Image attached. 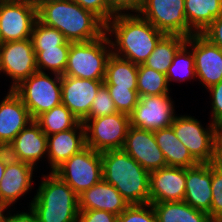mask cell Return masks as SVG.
Instances as JSON below:
<instances>
[{
  "instance_id": "obj_1",
  "label": "cell",
  "mask_w": 222,
  "mask_h": 222,
  "mask_svg": "<svg viewBox=\"0 0 222 222\" xmlns=\"http://www.w3.org/2000/svg\"><path fill=\"white\" fill-rule=\"evenodd\" d=\"M105 33L112 53L137 65L147 60L165 35L138 13L115 14L106 23Z\"/></svg>"
},
{
  "instance_id": "obj_34",
  "label": "cell",
  "mask_w": 222,
  "mask_h": 222,
  "mask_svg": "<svg viewBox=\"0 0 222 222\" xmlns=\"http://www.w3.org/2000/svg\"><path fill=\"white\" fill-rule=\"evenodd\" d=\"M106 86L117 111L130 115L140 100L137 89L116 88V85Z\"/></svg>"
},
{
  "instance_id": "obj_9",
  "label": "cell",
  "mask_w": 222,
  "mask_h": 222,
  "mask_svg": "<svg viewBox=\"0 0 222 222\" xmlns=\"http://www.w3.org/2000/svg\"><path fill=\"white\" fill-rule=\"evenodd\" d=\"M86 146L95 151L122 149L130 126V115L116 112L98 118L85 119Z\"/></svg>"
},
{
  "instance_id": "obj_49",
  "label": "cell",
  "mask_w": 222,
  "mask_h": 222,
  "mask_svg": "<svg viewBox=\"0 0 222 222\" xmlns=\"http://www.w3.org/2000/svg\"><path fill=\"white\" fill-rule=\"evenodd\" d=\"M25 1H29V2H32V3H35V4H38L40 1L42 0H25Z\"/></svg>"
},
{
  "instance_id": "obj_30",
  "label": "cell",
  "mask_w": 222,
  "mask_h": 222,
  "mask_svg": "<svg viewBox=\"0 0 222 222\" xmlns=\"http://www.w3.org/2000/svg\"><path fill=\"white\" fill-rule=\"evenodd\" d=\"M167 82L181 83L191 80L197 81L195 58L191 47L185 42L174 55L172 64L167 73Z\"/></svg>"
},
{
  "instance_id": "obj_46",
  "label": "cell",
  "mask_w": 222,
  "mask_h": 222,
  "mask_svg": "<svg viewBox=\"0 0 222 222\" xmlns=\"http://www.w3.org/2000/svg\"><path fill=\"white\" fill-rule=\"evenodd\" d=\"M215 146H222V125H215Z\"/></svg>"
},
{
  "instance_id": "obj_45",
  "label": "cell",
  "mask_w": 222,
  "mask_h": 222,
  "mask_svg": "<svg viewBox=\"0 0 222 222\" xmlns=\"http://www.w3.org/2000/svg\"><path fill=\"white\" fill-rule=\"evenodd\" d=\"M212 164L222 170V146H215L214 160Z\"/></svg>"
},
{
  "instance_id": "obj_31",
  "label": "cell",
  "mask_w": 222,
  "mask_h": 222,
  "mask_svg": "<svg viewBox=\"0 0 222 222\" xmlns=\"http://www.w3.org/2000/svg\"><path fill=\"white\" fill-rule=\"evenodd\" d=\"M70 46H55L50 48H34L37 69L40 72L51 71L64 75Z\"/></svg>"
},
{
  "instance_id": "obj_42",
  "label": "cell",
  "mask_w": 222,
  "mask_h": 222,
  "mask_svg": "<svg viewBox=\"0 0 222 222\" xmlns=\"http://www.w3.org/2000/svg\"><path fill=\"white\" fill-rule=\"evenodd\" d=\"M201 34L211 43L222 49V15L215 18L213 22L201 32Z\"/></svg>"
},
{
  "instance_id": "obj_27",
  "label": "cell",
  "mask_w": 222,
  "mask_h": 222,
  "mask_svg": "<svg viewBox=\"0 0 222 222\" xmlns=\"http://www.w3.org/2000/svg\"><path fill=\"white\" fill-rule=\"evenodd\" d=\"M152 206L157 222H204L209 215L184 201L152 203Z\"/></svg>"
},
{
  "instance_id": "obj_13",
  "label": "cell",
  "mask_w": 222,
  "mask_h": 222,
  "mask_svg": "<svg viewBox=\"0 0 222 222\" xmlns=\"http://www.w3.org/2000/svg\"><path fill=\"white\" fill-rule=\"evenodd\" d=\"M170 94L142 96L130 114V125L155 131L171 126L176 114Z\"/></svg>"
},
{
  "instance_id": "obj_8",
  "label": "cell",
  "mask_w": 222,
  "mask_h": 222,
  "mask_svg": "<svg viewBox=\"0 0 222 222\" xmlns=\"http://www.w3.org/2000/svg\"><path fill=\"white\" fill-rule=\"evenodd\" d=\"M53 173L80 195L103 179L101 152L86 146Z\"/></svg>"
},
{
  "instance_id": "obj_41",
  "label": "cell",
  "mask_w": 222,
  "mask_h": 222,
  "mask_svg": "<svg viewBox=\"0 0 222 222\" xmlns=\"http://www.w3.org/2000/svg\"><path fill=\"white\" fill-rule=\"evenodd\" d=\"M143 0H108L109 7L116 14L138 13Z\"/></svg>"
},
{
  "instance_id": "obj_33",
  "label": "cell",
  "mask_w": 222,
  "mask_h": 222,
  "mask_svg": "<svg viewBox=\"0 0 222 222\" xmlns=\"http://www.w3.org/2000/svg\"><path fill=\"white\" fill-rule=\"evenodd\" d=\"M31 39L34 48L70 46L71 43L59 30L41 23L38 19L34 24Z\"/></svg>"
},
{
  "instance_id": "obj_6",
  "label": "cell",
  "mask_w": 222,
  "mask_h": 222,
  "mask_svg": "<svg viewBox=\"0 0 222 222\" xmlns=\"http://www.w3.org/2000/svg\"><path fill=\"white\" fill-rule=\"evenodd\" d=\"M61 76L36 71L13 89L27 107L33 120L62 103Z\"/></svg>"
},
{
  "instance_id": "obj_14",
  "label": "cell",
  "mask_w": 222,
  "mask_h": 222,
  "mask_svg": "<svg viewBox=\"0 0 222 222\" xmlns=\"http://www.w3.org/2000/svg\"><path fill=\"white\" fill-rule=\"evenodd\" d=\"M186 43L194 54L196 76L200 85L206 90L222 81V49L201 33L187 37Z\"/></svg>"
},
{
  "instance_id": "obj_4",
  "label": "cell",
  "mask_w": 222,
  "mask_h": 222,
  "mask_svg": "<svg viewBox=\"0 0 222 222\" xmlns=\"http://www.w3.org/2000/svg\"><path fill=\"white\" fill-rule=\"evenodd\" d=\"M41 182L29 202L38 222H77L79 199L74 190L53 172L42 173Z\"/></svg>"
},
{
  "instance_id": "obj_2",
  "label": "cell",
  "mask_w": 222,
  "mask_h": 222,
  "mask_svg": "<svg viewBox=\"0 0 222 222\" xmlns=\"http://www.w3.org/2000/svg\"><path fill=\"white\" fill-rule=\"evenodd\" d=\"M37 19L59 30L71 43L98 39L106 31V24L98 16L71 0L40 1Z\"/></svg>"
},
{
  "instance_id": "obj_28",
  "label": "cell",
  "mask_w": 222,
  "mask_h": 222,
  "mask_svg": "<svg viewBox=\"0 0 222 222\" xmlns=\"http://www.w3.org/2000/svg\"><path fill=\"white\" fill-rule=\"evenodd\" d=\"M186 39V37L181 35L165 34L156 44L155 49L143 64L166 75L172 64L174 55L186 42Z\"/></svg>"
},
{
  "instance_id": "obj_36",
  "label": "cell",
  "mask_w": 222,
  "mask_h": 222,
  "mask_svg": "<svg viewBox=\"0 0 222 222\" xmlns=\"http://www.w3.org/2000/svg\"><path fill=\"white\" fill-rule=\"evenodd\" d=\"M118 112L108 88L103 84L92 102L89 115L86 119L98 118Z\"/></svg>"
},
{
  "instance_id": "obj_16",
  "label": "cell",
  "mask_w": 222,
  "mask_h": 222,
  "mask_svg": "<svg viewBox=\"0 0 222 222\" xmlns=\"http://www.w3.org/2000/svg\"><path fill=\"white\" fill-rule=\"evenodd\" d=\"M122 149L149 172L167 166L163 153L156 143L154 131L130 125Z\"/></svg>"
},
{
  "instance_id": "obj_44",
  "label": "cell",
  "mask_w": 222,
  "mask_h": 222,
  "mask_svg": "<svg viewBox=\"0 0 222 222\" xmlns=\"http://www.w3.org/2000/svg\"><path fill=\"white\" fill-rule=\"evenodd\" d=\"M10 158L6 148H0V182L3 179L6 162Z\"/></svg>"
},
{
  "instance_id": "obj_21",
  "label": "cell",
  "mask_w": 222,
  "mask_h": 222,
  "mask_svg": "<svg viewBox=\"0 0 222 222\" xmlns=\"http://www.w3.org/2000/svg\"><path fill=\"white\" fill-rule=\"evenodd\" d=\"M85 147V128L82 122L72 129L47 136V162L50 172H54L72 155Z\"/></svg>"
},
{
  "instance_id": "obj_40",
  "label": "cell",
  "mask_w": 222,
  "mask_h": 222,
  "mask_svg": "<svg viewBox=\"0 0 222 222\" xmlns=\"http://www.w3.org/2000/svg\"><path fill=\"white\" fill-rule=\"evenodd\" d=\"M118 215L104 210H80L77 222H117Z\"/></svg>"
},
{
  "instance_id": "obj_18",
  "label": "cell",
  "mask_w": 222,
  "mask_h": 222,
  "mask_svg": "<svg viewBox=\"0 0 222 222\" xmlns=\"http://www.w3.org/2000/svg\"><path fill=\"white\" fill-rule=\"evenodd\" d=\"M186 168L166 166L150 172L149 203L183 201Z\"/></svg>"
},
{
  "instance_id": "obj_15",
  "label": "cell",
  "mask_w": 222,
  "mask_h": 222,
  "mask_svg": "<svg viewBox=\"0 0 222 222\" xmlns=\"http://www.w3.org/2000/svg\"><path fill=\"white\" fill-rule=\"evenodd\" d=\"M104 80L81 79L61 76V98L73 115L83 122L89 115L90 108Z\"/></svg>"
},
{
  "instance_id": "obj_19",
  "label": "cell",
  "mask_w": 222,
  "mask_h": 222,
  "mask_svg": "<svg viewBox=\"0 0 222 222\" xmlns=\"http://www.w3.org/2000/svg\"><path fill=\"white\" fill-rule=\"evenodd\" d=\"M35 171L32 165L9 158L0 182V200L9 208L15 206L17 200L32 191Z\"/></svg>"
},
{
  "instance_id": "obj_22",
  "label": "cell",
  "mask_w": 222,
  "mask_h": 222,
  "mask_svg": "<svg viewBox=\"0 0 222 222\" xmlns=\"http://www.w3.org/2000/svg\"><path fill=\"white\" fill-rule=\"evenodd\" d=\"M212 163H198L186 168L184 202L211 215Z\"/></svg>"
},
{
  "instance_id": "obj_26",
  "label": "cell",
  "mask_w": 222,
  "mask_h": 222,
  "mask_svg": "<svg viewBox=\"0 0 222 222\" xmlns=\"http://www.w3.org/2000/svg\"><path fill=\"white\" fill-rule=\"evenodd\" d=\"M138 65L114 55L109 56L104 84L116 85V88L137 89Z\"/></svg>"
},
{
  "instance_id": "obj_29",
  "label": "cell",
  "mask_w": 222,
  "mask_h": 222,
  "mask_svg": "<svg viewBox=\"0 0 222 222\" xmlns=\"http://www.w3.org/2000/svg\"><path fill=\"white\" fill-rule=\"evenodd\" d=\"M34 121L47 136L72 129L80 122L62 103L43 112Z\"/></svg>"
},
{
  "instance_id": "obj_5",
  "label": "cell",
  "mask_w": 222,
  "mask_h": 222,
  "mask_svg": "<svg viewBox=\"0 0 222 222\" xmlns=\"http://www.w3.org/2000/svg\"><path fill=\"white\" fill-rule=\"evenodd\" d=\"M111 54L112 47L106 33L92 41L70 43L63 76L104 80L106 64Z\"/></svg>"
},
{
  "instance_id": "obj_20",
  "label": "cell",
  "mask_w": 222,
  "mask_h": 222,
  "mask_svg": "<svg viewBox=\"0 0 222 222\" xmlns=\"http://www.w3.org/2000/svg\"><path fill=\"white\" fill-rule=\"evenodd\" d=\"M33 119L21 98L9 90L0 101V148H7Z\"/></svg>"
},
{
  "instance_id": "obj_35",
  "label": "cell",
  "mask_w": 222,
  "mask_h": 222,
  "mask_svg": "<svg viewBox=\"0 0 222 222\" xmlns=\"http://www.w3.org/2000/svg\"><path fill=\"white\" fill-rule=\"evenodd\" d=\"M117 222H157V217L152 204H133L118 216Z\"/></svg>"
},
{
  "instance_id": "obj_24",
  "label": "cell",
  "mask_w": 222,
  "mask_h": 222,
  "mask_svg": "<svg viewBox=\"0 0 222 222\" xmlns=\"http://www.w3.org/2000/svg\"><path fill=\"white\" fill-rule=\"evenodd\" d=\"M154 136L167 166L188 168L198 164L186 146L176 137L172 126L155 130Z\"/></svg>"
},
{
  "instance_id": "obj_47",
  "label": "cell",
  "mask_w": 222,
  "mask_h": 222,
  "mask_svg": "<svg viewBox=\"0 0 222 222\" xmlns=\"http://www.w3.org/2000/svg\"><path fill=\"white\" fill-rule=\"evenodd\" d=\"M8 209H10V208L0 200V222H3L4 217L6 215L5 212H7Z\"/></svg>"
},
{
  "instance_id": "obj_23",
  "label": "cell",
  "mask_w": 222,
  "mask_h": 222,
  "mask_svg": "<svg viewBox=\"0 0 222 222\" xmlns=\"http://www.w3.org/2000/svg\"><path fill=\"white\" fill-rule=\"evenodd\" d=\"M79 210H104L120 215L128 206V202L118 190L103 179L78 195Z\"/></svg>"
},
{
  "instance_id": "obj_43",
  "label": "cell",
  "mask_w": 222,
  "mask_h": 222,
  "mask_svg": "<svg viewBox=\"0 0 222 222\" xmlns=\"http://www.w3.org/2000/svg\"><path fill=\"white\" fill-rule=\"evenodd\" d=\"M13 208H10L6 212L3 222H38L37 217L34 211L29 207L28 211L26 212L23 210L22 212L16 211L17 213H10L12 212Z\"/></svg>"
},
{
  "instance_id": "obj_38",
  "label": "cell",
  "mask_w": 222,
  "mask_h": 222,
  "mask_svg": "<svg viewBox=\"0 0 222 222\" xmlns=\"http://www.w3.org/2000/svg\"><path fill=\"white\" fill-rule=\"evenodd\" d=\"M83 9L93 12L105 24L116 14L110 7L108 0H71Z\"/></svg>"
},
{
  "instance_id": "obj_11",
  "label": "cell",
  "mask_w": 222,
  "mask_h": 222,
  "mask_svg": "<svg viewBox=\"0 0 222 222\" xmlns=\"http://www.w3.org/2000/svg\"><path fill=\"white\" fill-rule=\"evenodd\" d=\"M37 4L25 0L0 1V43L31 38Z\"/></svg>"
},
{
  "instance_id": "obj_37",
  "label": "cell",
  "mask_w": 222,
  "mask_h": 222,
  "mask_svg": "<svg viewBox=\"0 0 222 222\" xmlns=\"http://www.w3.org/2000/svg\"><path fill=\"white\" fill-rule=\"evenodd\" d=\"M211 215L222 216V170L212 164Z\"/></svg>"
},
{
  "instance_id": "obj_32",
  "label": "cell",
  "mask_w": 222,
  "mask_h": 222,
  "mask_svg": "<svg viewBox=\"0 0 222 222\" xmlns=\"http://www.w3.org/2000/svg\"><path fill=\"white\" fill-rule=\"evenodd\" d=\"M137 91L139 97L169 94L171 89L165 74L144 64L138 65Z\"/></svg>"
},
{
  "instance_id": "obj_10",
  "label": "cell",
  "mask_w": 222,
  "mask_h": 222,
  "mask_svg": "<svg viewBox=\"0 0 222 222\" xmlns=\"http://www.w3.org/2000/svg\"><path fill=\"white\" fill-rule=\"evenodd\" d=\"M185 0H143L138 14L166 35L189 37L195 32L185 17Z\"/></svg>"
},
{
  "instance_id": "obj_17",
  "label": "cell",
  "mask_w": 222,
  "mask_h": 222,
  "mask_svg": "<svg viewBox=\"0 0 222 222\" xmlns=\"http://www.w3.org/2000/svg\"><path fill=\"white\" fill-rule=\"evenodd\" d=\"M6 150L11 159L28 163L37 169L39 161L47 159V135L32 120L17 134Z\"/></svg>"
},
{
  "instance_id": "obj_39",
  "label": "cell",
  "mask_w": 222,
  "mask_h": 222,
  "mask_svg": "<svg viewBox=\"0 0 222 222\" xmlns=\"http://www.w3.org/2000/svg\"><path fill=\"white\" fill-rule=\"evenodd\" d=\"M206 90L210 92L209 97H211L210 121L215 125H222V81Z\"/></svg>"
},
{
  "instance_id": "obj_3",
  "label": "cell",
  "mask_w": 222,
  "mask_h": 222,
  "mask_svg": "<svg viewBox=\"0 0 222 222\" xmlns=\"http://www.w3.org/2000/svg\"><path fill=\"white\" fill-rule=\"evenodd\" d=\"M103 180L113 185L129 205L150 200V172L123 149L101 152Z\"/></svg>"
},
{
  "instance_id": "obj_25",
  "label": "cell",
  "mask_w": 222,
  "mask_h": 222,
  "mask_svg": "<svg viewBox=\"0 0 222 222\" xmlns=\"http://www.w3.org/2000/svg\"><path fill=\"white\" fill-rule=\"evenodd\" d=\"M184 7L188 26L195 33H201L222 15V0H185Z\"/></svg>"
},
{
  "instance_id": "obj_48",
  "label": "cell",
  "mask_w": 222,
  "mask_h": 222,
  "mask_svg": "<svg viewBox=\"0 0 222 222\" xmlns=\"http://www.w3.org/2000/svg\"><path fill=\"white\" fill-rule=\"evenodd\" d=\"M204 222H222V216L208 215Z\"/></svg>"
},
{
  "instance_id": "obj_12",
  "label": "cell",
  "mask_w": 222,
  "mask_h": 222,
  "mask_svg": "<svg viewBox=\"0 0 222 222\" xmlns=\"http://www.w3.org/2000/svg\"><path fill=\"white\" fill-rule=\"evenodd\" d=\"M36 71V53L31 38L0 43V75L2 73L11 78L9 90H13Z\"/></svg>"
},
{
  "instance_id": "obj_7",
  "label": "cell",
  "mask_w": 222,
  "mask_h": 222,
  "mask_svg": "<svg viewBox=\"0 0 222 222\" xmlns=\"http://www.w3.org/2000/svg\"><path fill=\"white\" fill-rule=\"evenodd\" d=\"M176 137L186 146L198 163H213L215 152V124L203 126L192 115H176L171 124Z\"/></svg>"
}]
</instances>
